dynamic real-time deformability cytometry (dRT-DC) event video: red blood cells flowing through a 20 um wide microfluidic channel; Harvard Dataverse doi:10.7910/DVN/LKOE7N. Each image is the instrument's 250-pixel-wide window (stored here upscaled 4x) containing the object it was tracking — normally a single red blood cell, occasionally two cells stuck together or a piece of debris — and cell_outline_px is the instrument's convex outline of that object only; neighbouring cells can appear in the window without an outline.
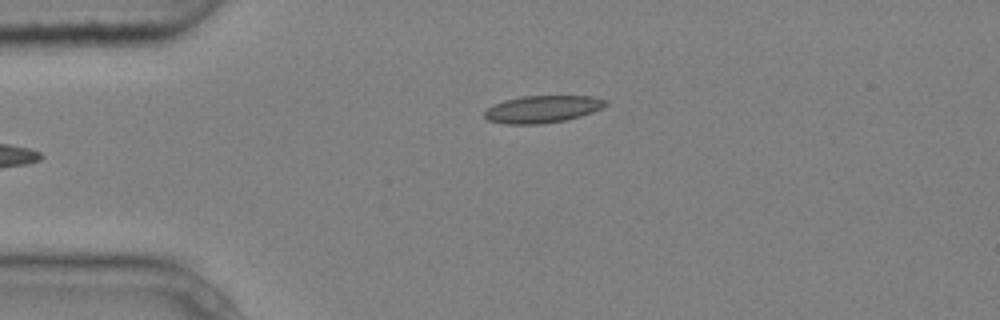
{"species": "common noctule bat (a hibernating species)", "species_latin": "Nyctalus noctula", "temperature_condition": "cold", "stored_images_in_passage": 6, "camera_frame_rate_fps": 3000, "um_per_image_px": 0.085, "animal": {"sex": "male", "body_mass_g": 20.4}, "frame": {"image": 1, "passage_image": 6, "time_ms": 1.667, "image_size_px": [1000, 320], "cell_outline_px": [[608, 104], [592, 112], [580, 116], [564, 120], [540, 124], [504, 124], [488, 120], [484, 116], [484, 112], [492, 104], [504, 100], [524, 96], [592, 96], [608, 100]], "centroid_in_image_um": [46.09, 9.27], "position_along_channel_um": 38.9, "area_um2": 19.19}}